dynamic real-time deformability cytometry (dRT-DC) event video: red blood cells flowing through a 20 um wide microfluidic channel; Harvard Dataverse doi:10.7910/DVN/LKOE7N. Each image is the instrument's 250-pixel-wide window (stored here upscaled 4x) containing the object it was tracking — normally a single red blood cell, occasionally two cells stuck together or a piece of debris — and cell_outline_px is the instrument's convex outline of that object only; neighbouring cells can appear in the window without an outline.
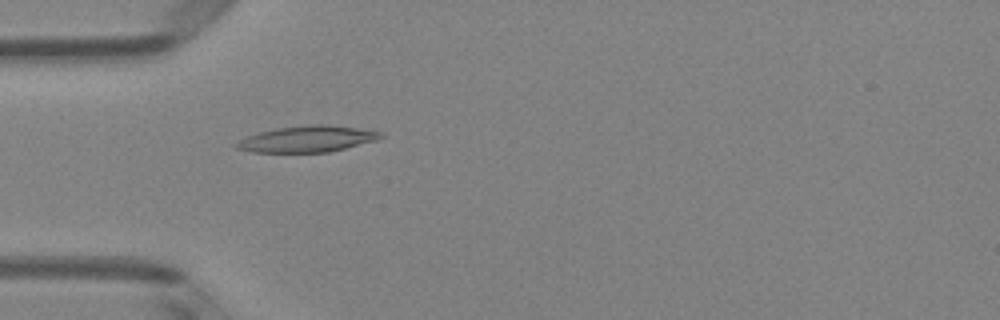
{"species": "Egyptian fruit bat (a non-hibernating species)", "species_latin": "Rousettus aegyptiacus", "temperature_condition": "room temperature", "stored_images_in_passage": 5, "camera_frame_rate_fps": 3000, "um_per_image_px": 0.085, "animal": {"sex": "female"}, "frame": {"image": 1, "passage_image": 5, "time_ms": 1.333, "image_size_px": [1000, 320], "cell_outline_px": [[384, 136], [376, 140], [328, 152], [252, 152], [236, 148], [232, 144], [248, 136], [260, 132], [276, 128], [316, 124], [324, 124], [356, 128], [384, 132]], "centroid_in_image_um": [26.1, 11.81], "position_along_channel_um": 58.9, "area_um2": 21.79}}